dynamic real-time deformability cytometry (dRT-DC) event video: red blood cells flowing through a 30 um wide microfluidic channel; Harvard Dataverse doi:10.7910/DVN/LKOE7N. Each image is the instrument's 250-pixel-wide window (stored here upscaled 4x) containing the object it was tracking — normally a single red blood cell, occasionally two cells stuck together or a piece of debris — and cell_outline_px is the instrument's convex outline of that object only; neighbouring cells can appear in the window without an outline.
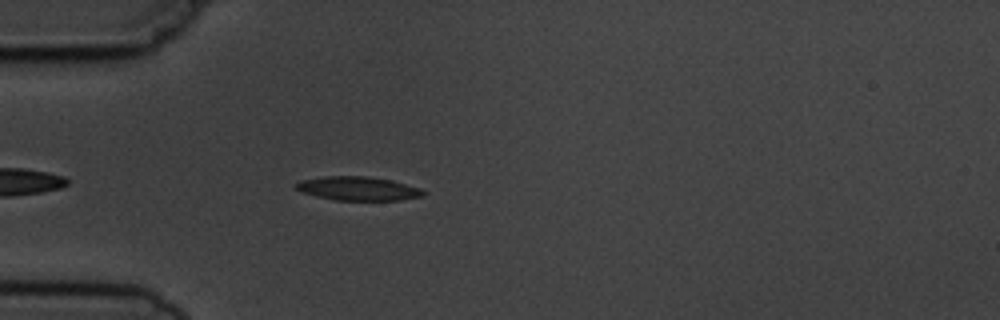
{"species": "common noctule bat (a hibernating species)", "species_latin": "Nyctalus noctula", "temperature_condition": "cold", "stored_images_in_passage": 4, "camera_frame_rate_fps": 3000, "um_per_image_px": 0.085, "animal": {"sex": "male", "body_mass_g": 19.5, "forearm_length_mm": 54.6}, "frame": {"image": 1, "passage_image": 4, "time_ms": 3.333, "image_size_px": [1000, 320], "cell_outline_px": [[428, 192], [424, 196], [400, 200], [336, 200], [316, 196], [300, 192], [292, 184], [300, 180], [324, 176], [368, 176], [392, 180], [420, 188]], "centroid_in_image_um": [30.43, 16.02], "position_along_channel_um": 54.6, "area_um2": 17.92}}